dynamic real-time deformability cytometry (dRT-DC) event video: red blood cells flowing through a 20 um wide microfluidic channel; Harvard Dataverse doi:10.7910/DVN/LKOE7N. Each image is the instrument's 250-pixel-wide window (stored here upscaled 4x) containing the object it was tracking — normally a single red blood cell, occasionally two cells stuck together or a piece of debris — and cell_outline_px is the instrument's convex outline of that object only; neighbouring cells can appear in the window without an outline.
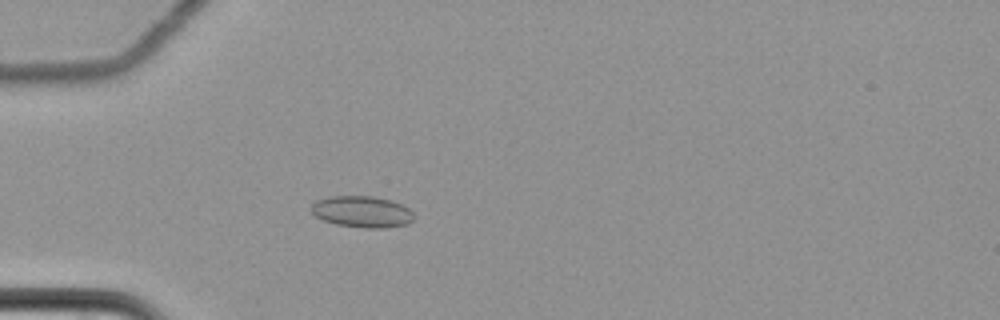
{"species": "common noctule bat (a hibernating species)", "species_latin": "Nyctalus noctula", "temperature_condition": "cold", "stored_images_in_passage": 5, "camera_frame_rate_fps": 3000, "um_per_image_px": 0.085, "animal": {"sex": "female", "body_mass_g": 22.7, "forearm_length_mm": 54.2}, "frame": {"image": 1, "passage_image": 5, "time_ms": 1.333, "image_size_px": [1000, 320], "cell_outline_px": [[416, 216], [408, 224], [384, 228], [364, 228], [336, 224], [324, 220], [316, 216], [308, 208], [316, 200], [328, 196], [372, 196], [392, 200], [408, 208]], "centroid_in_image_um": [30.77, 17.99], "position_along_channel_um": 54.2, "area_um2": 18.96}}